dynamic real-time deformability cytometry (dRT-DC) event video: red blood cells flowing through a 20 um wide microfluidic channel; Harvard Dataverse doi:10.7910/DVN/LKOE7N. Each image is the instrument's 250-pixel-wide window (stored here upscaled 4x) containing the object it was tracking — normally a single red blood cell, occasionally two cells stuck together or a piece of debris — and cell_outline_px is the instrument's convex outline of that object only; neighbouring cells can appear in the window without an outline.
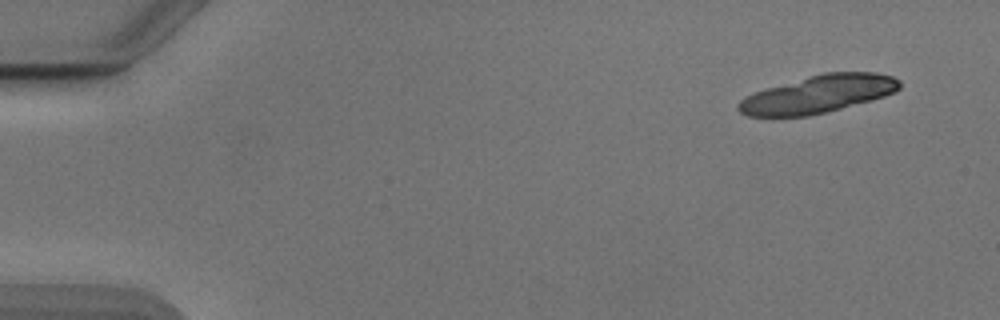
{"species": "Egyptian fruit bat (a non-hibernating species)", "species_latin": "Rousettus aegyptiacus", "temperature_condition": "cold", "stored_images_in_passage": 18, "camera_frame_rate_fps": 3000, "um_per_image_px": 0.085, "animal": {"sex": "male"}, "frame": {"image": 1, "passage_image": 1, "time_ms": 0.0, "image_size_px": [1000, 320], "cell_outline_px": [[900, 88], [896, 92], [884, 96], [840, 108], [808, 116], [748, 116], [740, 112], [736, 108], [736, 104], [744, 96], [768, 88], [824, 72], [876, 72], [892, 76], [900, 80]], "centroid_in_image_um": [69.55, 8.0], "position_along_channel_um": 15.5, "area_um2": 34.91}}